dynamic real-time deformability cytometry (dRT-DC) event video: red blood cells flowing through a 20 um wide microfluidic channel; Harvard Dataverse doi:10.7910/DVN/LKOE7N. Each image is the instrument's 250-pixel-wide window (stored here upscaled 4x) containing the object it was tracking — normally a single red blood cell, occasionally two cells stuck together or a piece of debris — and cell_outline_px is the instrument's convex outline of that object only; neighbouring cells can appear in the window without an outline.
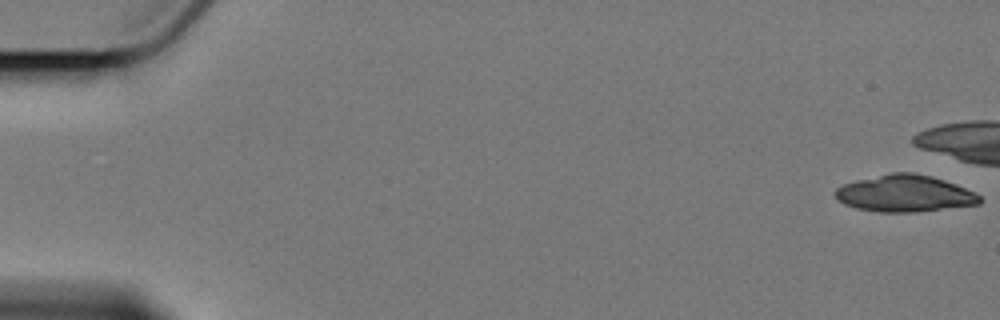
{"species": "Egyptian fruit bat (a non-hibernating species)", "species_latin": "Rousettus aegyptiacus", "temperature_condition": "cold", "stored_images_in_passage": 3, "camera_frame_rate_fps": 3000, "um_per_image_px": 0.085, "animal": {"sex": "female"}, "frame": {"image": 1, "passage_image": 1, "time_ms": 0.0, "image_size_px": [1000, 320], "cell_outline_px": [[980, 204], [912, 212], [880, 212], [856, 208], [844, 204], [836, 200], [832, 192], [836, 188], [844, 184], [856, 180], [892, 172], [916, 172], [932, 176], [956, 184], [980, 196]], "centroid_in_image_um": [76.84, 16.44], "position_along_channel_um": 8.2, "area_um2": 30.92}}